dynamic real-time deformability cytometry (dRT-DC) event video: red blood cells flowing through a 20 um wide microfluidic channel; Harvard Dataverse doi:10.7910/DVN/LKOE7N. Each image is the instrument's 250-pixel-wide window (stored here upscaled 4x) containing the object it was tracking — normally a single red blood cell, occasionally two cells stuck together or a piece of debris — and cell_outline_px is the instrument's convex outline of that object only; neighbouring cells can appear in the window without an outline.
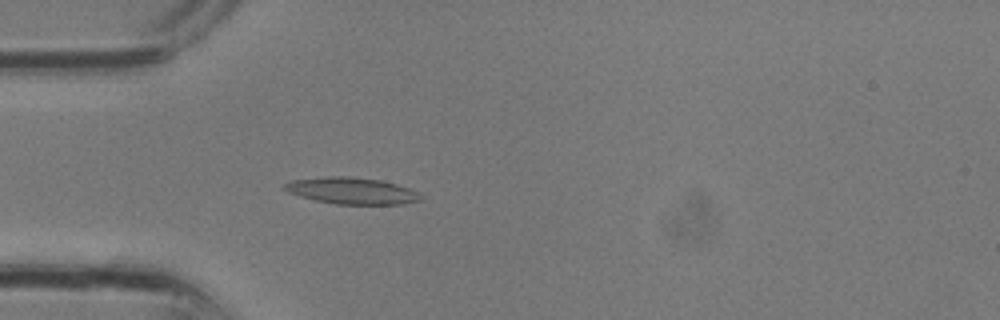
{"species": "common noctule bat (a hibernating species)", "species_latin": "Nyctalus noctula", "temperature_condition": "room temperature", "stored_images_in_passage": 14, "camera_frame_rate_fps": 3000, "um_per_image_px": 0.085, "animal": {"sex": "male", "body_mass_g": 13.3}, "frame": {"image": 1, "passage_image": 8, "time_ms": 2.333, "image_size_px": [1000, 320], "cell_outline_px": [[424, 200], [404, 204], [336, 204], [316, 200], [300, 196], [288, 192], [284, 188], [284, 184], [292, 180], [328, 176], [348, 176], [380, 180], [396, 184], [408, 188], [416, 192]], "centroid_in_image_um": [29.91, 16.22], "position_along_channel_um": 55.1, "area_um2": 20.92}}
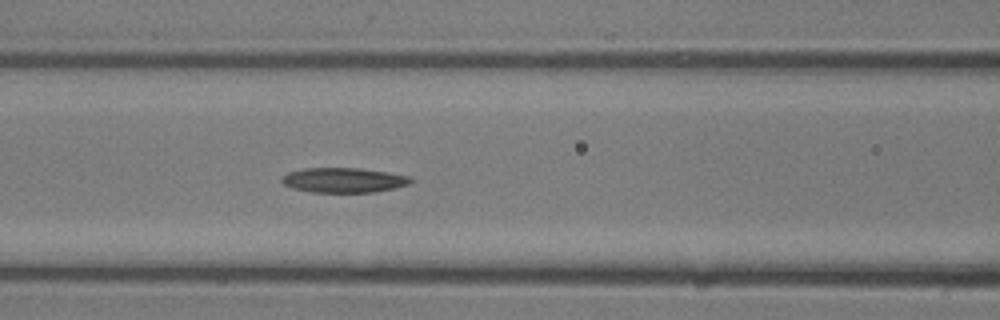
{"frame": {"image": 2, "passage_image": 12, "time_ms": 3.667, "image_size_px": [1000, 320], "cell_outline_px": [[412, 184], [372, 192], [312, 192], [292, 188], [284, 184], [280, 180], [288, 172], [304, 168], [360, 168], [388, 172], [412, 176]], "centroid_in_image_um": [29.24, 15.3], "position_along_channel_um": 137.4, "area_um2": 18.67}}
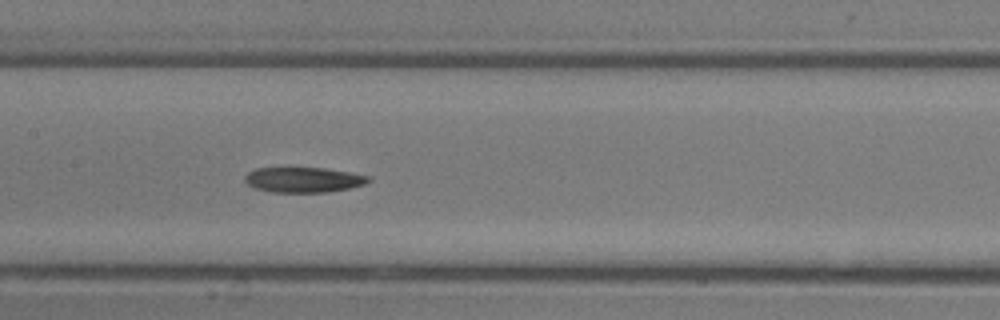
{"frame": {"image": 3, "passage_image": 14, "time_ms": 4.333, "image_size_px": [1000, 320], "cell_outline_px": [[372, 180], [364, 184], [348, 188], [328, 192], [272, 192], [256, 188], [248, 184], [244, 180], [244, 176], [248, 172], [256, 168], [324, 168], [348, 172], [368, 176]], "centroid_in_image_um": [25.77, 15.28], "position_along_channel_um": 181.6, "area_um2": 17.98}}